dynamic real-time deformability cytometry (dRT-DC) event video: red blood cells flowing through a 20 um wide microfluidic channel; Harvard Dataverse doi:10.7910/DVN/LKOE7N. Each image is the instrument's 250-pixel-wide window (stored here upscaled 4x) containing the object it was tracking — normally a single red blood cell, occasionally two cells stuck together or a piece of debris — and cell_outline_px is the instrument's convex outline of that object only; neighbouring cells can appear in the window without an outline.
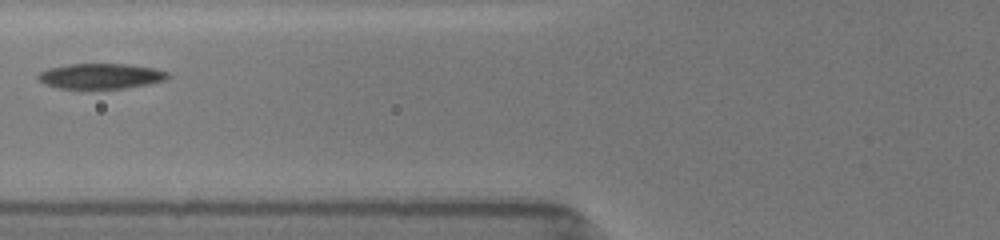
{"species": "common noctule bat (a hibernating species)", "species_latin": "Nyctalus noctula", "temperature_condition": "room temperature", "stored_images_in_passage": 8, "camera_frame_rate_fps": 3000, "um_per_image_px": 0.085, "animal": {"sex": "female", "body_mass_g": 19.5, "forearm_length_mm": 54.1}, "frame": {"image": 1, "passage_image": 4, "time_ms": 2.0, "image_size_px": [1000, 240], "cell_outline_px": [[172, 76], [164, 80], [148, 84], [124, 88], [56, 88], [44, 84], [36, 76], [40, 72], [48, 68], [68, 64], [128, 64], [152, 68], [168, 72]], "centroid_in_image_um": [8.55, 6.46], "position_along_channel_um": 117.2, "area_um2": 19.07}}
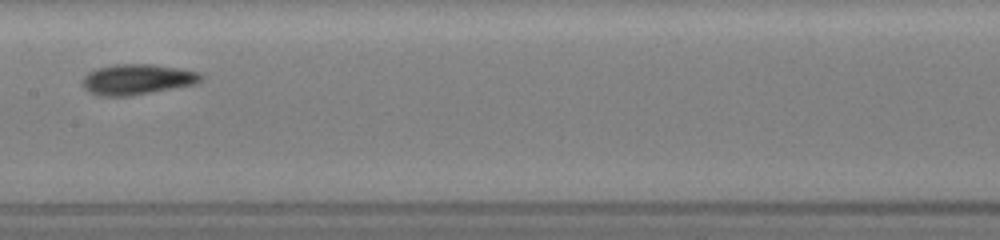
{"frame": {"image": 2, "passage_image": 7, "time_ms": 4.0, "image_size_px": [1000, 240], "cell_outline_px": [[204, 80], [196, 84], [128, 96], [100, 96], [92, 92], [84, 84], [84, 76], [88, 72], [96, 68], [116, 64], [152, 64], [200, 72], [204, 76]], "centroid_in_image_um": [11.73, 6.73], "position_along_channel_um": 195.7, "area_um2": 20.81}}